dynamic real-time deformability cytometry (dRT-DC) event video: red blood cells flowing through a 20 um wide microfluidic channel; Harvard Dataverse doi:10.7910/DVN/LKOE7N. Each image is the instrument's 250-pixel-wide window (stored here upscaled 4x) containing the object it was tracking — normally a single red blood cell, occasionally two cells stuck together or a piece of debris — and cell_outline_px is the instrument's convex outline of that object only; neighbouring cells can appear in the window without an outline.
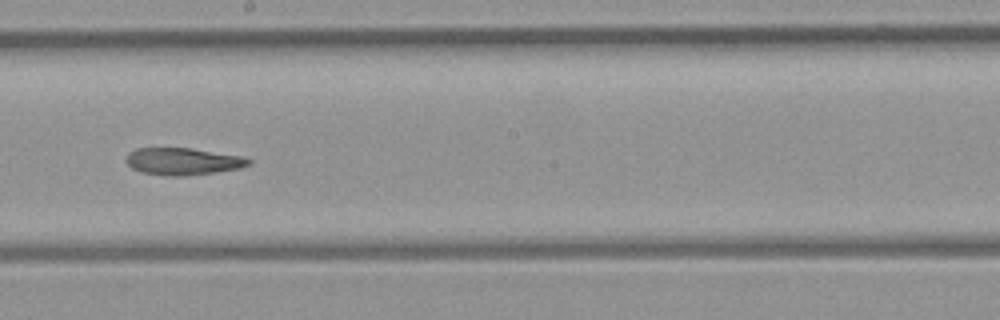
{"species": "common noctule bat (a hibernating species)", "species_latin": "Nyctalus noctula", "temperature_condition": "room temperature", "stored_images_in_passage": 37, "camera_frame_rate_fps": 3000, "um_per_image_px": 0.085, "animal": {"sex": "female", "body_mass_g": 21.9}, "frame": {"image": 1, "passage_image": 16, "time_ms": 5.0, "image_size_px": [1000, 320], "cell_outline_px": [[252, 164], [240, 168], [184, 176], [168, 176], [140, 172], [132, 168], [124, 160], [128, 152], [136, 148], [188, 148], [244, 156], [252, 160]], "centroid_in_image_um": [15.53, 13.71], "position_along_channel_um": 232.7, "area_um2": 19.42}, "authors_computed_cell_mechanics": {"area_um2": 20.4034, "velocity_mm_per_s": 4.4443, "shape_relaxation_time_tau1_ms": null, "shape_relaxation_time_tau2_ms": 4.0411, "deformation_change_tau1": null, "deformation_change_tau2": 0.1342}}